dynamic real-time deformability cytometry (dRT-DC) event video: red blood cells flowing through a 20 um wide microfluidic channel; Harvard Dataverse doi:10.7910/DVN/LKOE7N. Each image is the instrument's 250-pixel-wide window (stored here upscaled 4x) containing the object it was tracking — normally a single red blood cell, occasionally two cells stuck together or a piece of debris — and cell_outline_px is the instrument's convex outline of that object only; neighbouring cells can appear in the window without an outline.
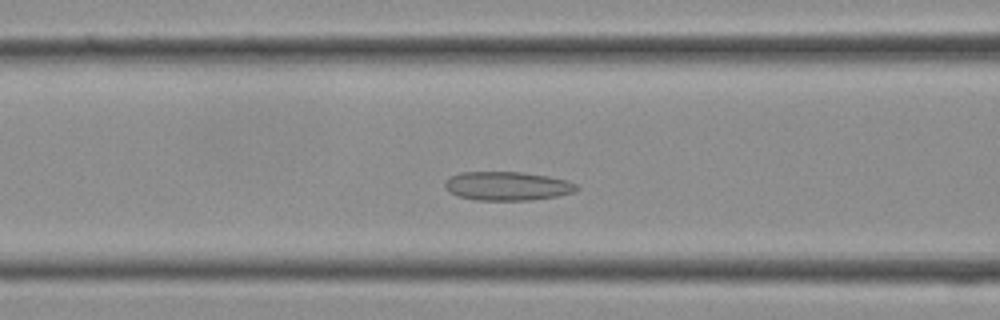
{"species": "Egyptian fruit bat (a non-hibernating species)", "species_latin": "Rousettus aegyptiacus", "temperature_condition": "cold", "stored_images_in_passage": 27, "camera_frame_rate_fps": 3000, "um_per_image_px": 0.085, "frame": {"image": 1, "passage_image": 9, "time_ms": 2.667, "image_size_px": [1000, 320], "cell_outline_px": [[580, 188], [576, 192], [556, 196], [528, 200], [476, 200], [460, 196], [448, 192], [444, 188], [444, 180], [448, 176], [460, 172], [524, 172], [548, 176], [568, 180], [576, 184]], "centroid_in_image_um": [43.1, 15.8], "position_along_channel_um": 123.5, "area_um2": 22.37}}
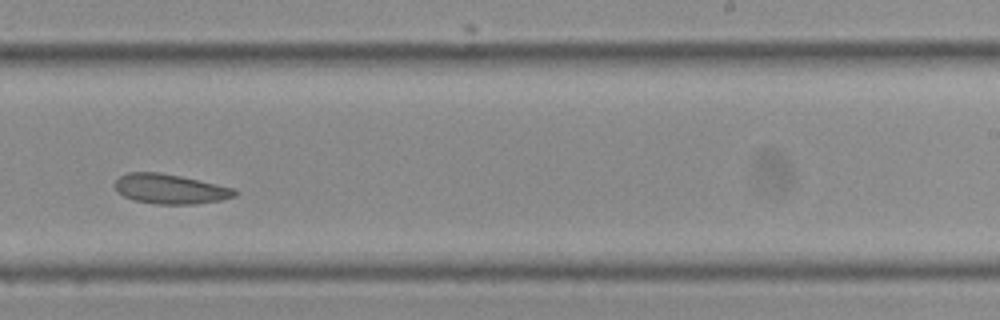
{"frame": {"image": 2, "passage_image": 16, "time_ms": 5.0, "image_size_px": [1000, 320], "cell_outline_px": [[236, 196], [220, 200], [192, 204], [156, 204], [136, 200], [124, 196], [116, 188], [116, 180], [120, 176], [128, 172], [160, 172], [180, 176], [236, 188]], "centroid_in_image_um": [14.49, 16.05], "position_along_channel_um": 274.5, "area_um2": 20.52}}
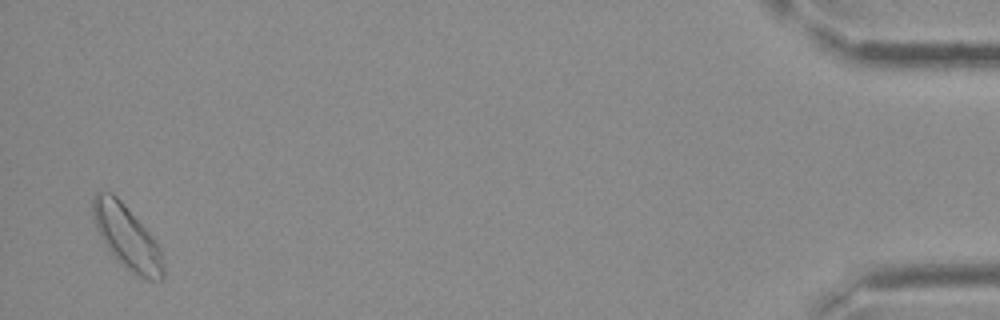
{"frame": {"image": 3, "passage_image": 27, "time_ms": 8.667, "image_size_px": [1000, 320], "cell_outline_px": [[164, 276], [160, 280], [148, 280], [128, 272], [108, 248], [96, 228], [92, 212], [92, 196], [96, 192], [112, 192], [120, 200], [156, 240], [160, 248], [164, 264]], "centroid_in_image_um": [10.8, 20.17], "position_along_channel_um": 424.4, "area_um2": 25.95}}